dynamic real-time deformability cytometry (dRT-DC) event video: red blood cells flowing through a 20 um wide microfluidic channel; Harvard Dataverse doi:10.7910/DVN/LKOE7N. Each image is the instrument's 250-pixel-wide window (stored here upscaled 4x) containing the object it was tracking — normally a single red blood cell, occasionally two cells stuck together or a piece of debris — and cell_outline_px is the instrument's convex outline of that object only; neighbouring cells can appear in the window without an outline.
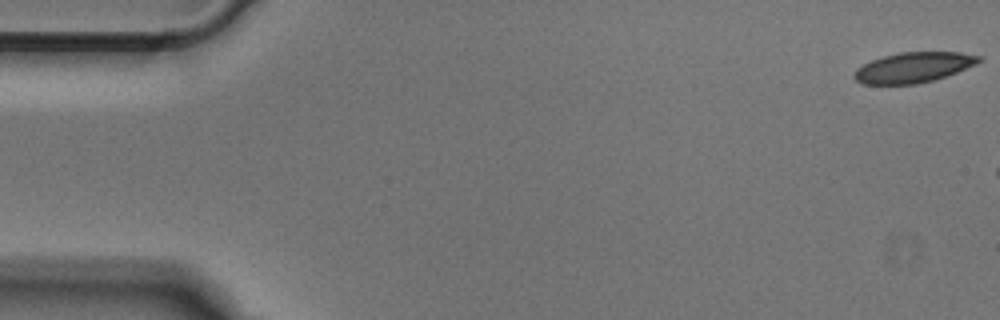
{"species": "Egyptian fruit bat (a non-hibernating species)", "species_latin": "Rousettus aegyptiacus", "temperature_condition": "cold", "stored_images_in_passage": 7, "camera_frame_rate_fps": 3000, "um_per_image_px": 0.085, "animal": {"sex": "male"}, "frame": {"image": 1, "passage_image": 1, "time_ms": 0.0, "image_size_px": [1000, 320], "cell_outline_px": [[984, 60], [976, 64], [956, 72], [932, 80], [916, 84], [864, 84], [856, 80], [852, 76], [856, 68], [872, 60], [884, 56], [900, 52], [960, 52], [984, 56]], "centroid_in_image_um": [77.67, 5.72], "position_along_channel_um": 7.3, "area_um2": 21.96}}